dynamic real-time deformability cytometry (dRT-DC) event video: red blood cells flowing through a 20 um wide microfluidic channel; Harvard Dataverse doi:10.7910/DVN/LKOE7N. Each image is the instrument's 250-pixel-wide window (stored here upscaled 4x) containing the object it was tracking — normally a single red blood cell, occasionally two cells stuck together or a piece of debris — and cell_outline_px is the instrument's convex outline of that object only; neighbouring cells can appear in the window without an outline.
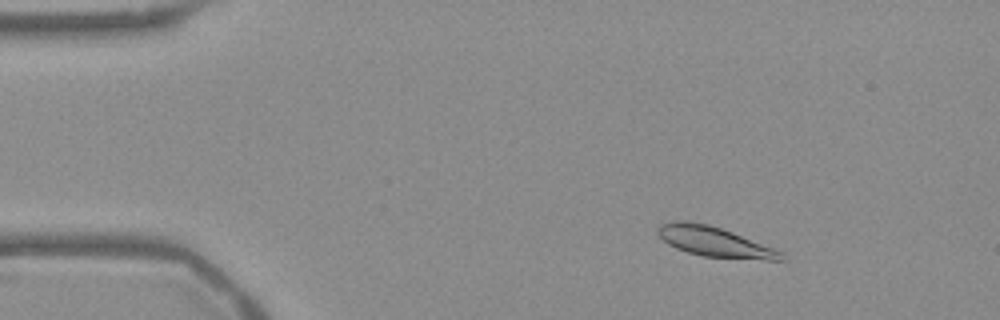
{"species": "Egyptian fruit bat (a non-hibernating species)", "species_latin": "Rousettus aegyptiacus", "temperature_condition": "warm", "stored_images_in_passage": 48, "camera_frame_rate_fps": 3000, "um_per_image_px": 0.085, "frame": {"image": 1, "passage_image": 1, "time_ms": 0.0, "image_size_px": [1000, 320], "cell_outline_px": [[788, 260], [764, 260], [704, 256], [688, 252], [676, 248], [668, 244], [656, 232], [656, 228], [660, 224], [676, 220], [688, 220], [708, 224], [732, 232], [784, 252]], "centroid_in_image_um": [60.75, 20.54], "position_along_channel_um": 24.3, "area_um2": 21.62}}
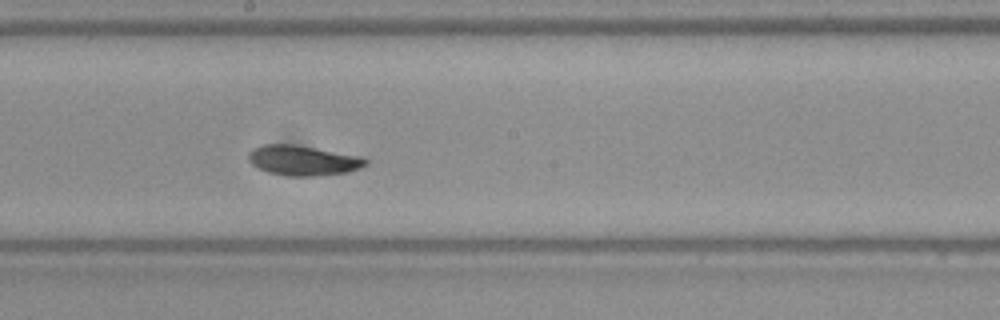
{"frame": {"image": 2, "passage_image": 23, "time_ms": 7.333, "image_size_px": [1000, 320], "cell_outline_px": [[368, 164], [360, 168], [348, 172], [316, 176], [288, 176], [268, 172], [256, 168], [248, 160], [248, 152], [252, 148], [264, 144], [292, 144], [364, 156], [368, 160]], "centroid_in_image_um": [25.77, 13.63], "position_along_channel_um": 222.4, "area_um2": 20.81}}
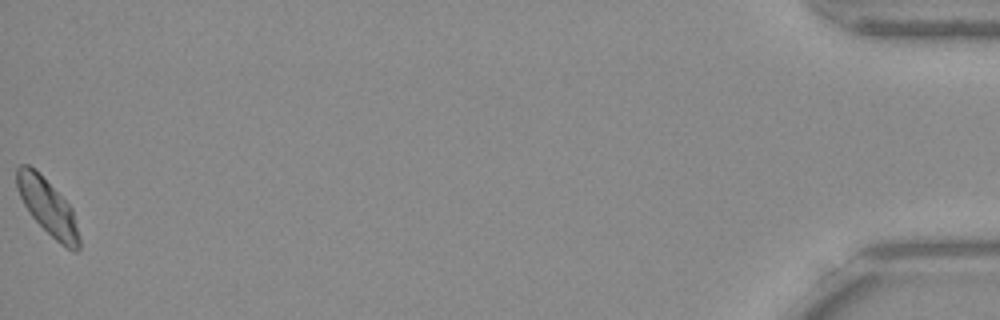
{"frame": {"image": 3, "passage_image": 48, "time_ms": 15.667, "image_size_px": [1000, 320], "cell_outline_px": [[80, 248], [76, 252], [60, 244], [28, 212], [16, 188], [16, 168], [20, 164], [28, 164], [40, 172], [72, 208], [80, 236]], "centroid_in_image_um": [4.05, 17.56], "position_along_channel_um": 431.2, "area_um2": 20.35}, "authors_computed_cell_mechanics": {"area_um2": 20.2589, "velocity_mm_per_s": 3.7135, "shape_relaxation_time_tau1_ms": 4.448, "shape_relaxation_time_tau2_ms": 2.9429, "deformation_change_tau1": 0.1068, "deformation_change_tau2": 0.0559}}